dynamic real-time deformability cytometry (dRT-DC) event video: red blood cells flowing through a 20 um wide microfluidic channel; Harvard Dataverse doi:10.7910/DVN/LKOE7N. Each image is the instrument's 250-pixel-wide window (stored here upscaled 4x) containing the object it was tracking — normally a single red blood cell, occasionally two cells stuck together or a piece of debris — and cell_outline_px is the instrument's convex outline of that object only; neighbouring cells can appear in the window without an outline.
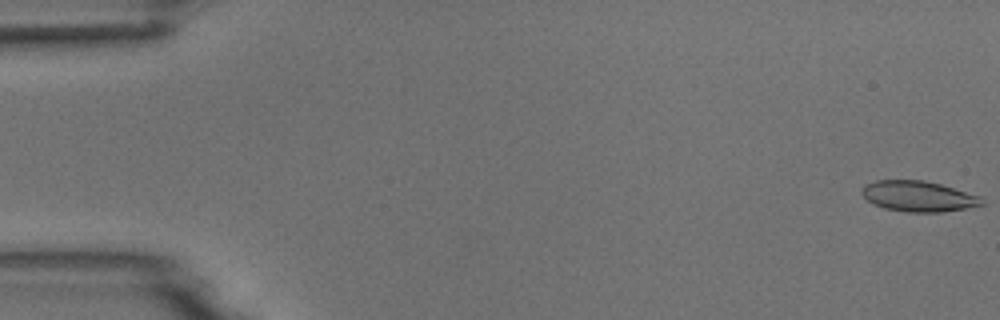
{"species": "common noctule bat (a hibernating species)", "species_latin": "Nyctalus noctula", "temperature_condition": "room temperature", "stored_images_in_passage": 5, "camera_frame_rate_fps": 3000, "um_per_image_px": 0.085, "animal": {"sex": "male", "body_mass_g": 18.8}, "frame": {"image": 1, "passage_image": 1, "time_ms": 0.0, "image_size_px": [1000, 320], "cell_outline_px": [[984, 204], [964, 208], [940, 212], [908, 212], [884, 208], [872, 204], [860, 192], [860, 188], [864, 184], [876, 180], [924, 180], [940, 184], [980, 196], [984, 200]], "centroid_in_image_um": [78.01, 16.67], "position_along_channel_um": 7.0, "area_um2": 21.39}}
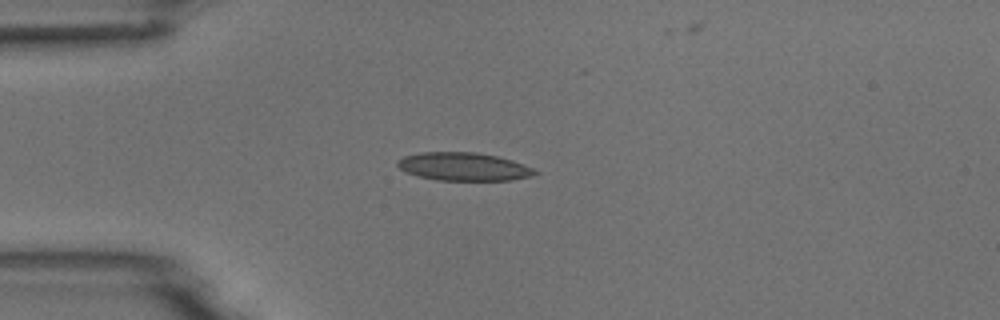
{"frame": {"image": 2, "passage_image": 4, "time_ms": 4.333, "image_size_px": [1000, 320], "cell_outline_px": [[540, 172], [532, 176], [512, 180], [436, 180], [420, 176], [408, 172], [400, 168], [396, 164], [396, 160], [404, 156], [420, 152], [476, 152], [496, 156], [512, 160], [532, 168]], "centroid_in_image_um": [39.41, 14.16], "position_along_channel_um": 45.6, "area_um2": 22.43}}